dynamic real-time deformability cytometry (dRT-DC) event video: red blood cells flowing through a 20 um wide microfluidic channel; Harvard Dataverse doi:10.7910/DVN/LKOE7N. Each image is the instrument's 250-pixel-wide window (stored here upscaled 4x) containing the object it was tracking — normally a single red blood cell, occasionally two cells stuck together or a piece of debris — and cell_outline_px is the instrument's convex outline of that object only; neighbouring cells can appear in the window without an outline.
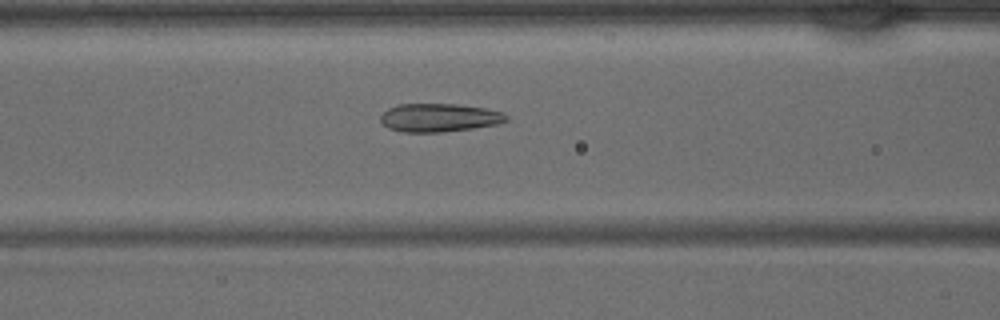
{"species": "common noctule bat (a hibernating species)", "species_latin": "Nyctalus noctula", "temperature_condition": "warm", "stored_images_in_passage": 42, "camera_frame_rate_fps": 3000, "um_per_image_px": 0.085, "animal": {"sex": "male", "body_mass_g": 15.6}, "frame": {"image": 1, "passage_image": 17, "time_ms": 5.333, "image_size_px": [1000, 320], "cell_outline_px": [[508, 120], [496, 124], [472, 128], [440, 132], [404, 132], [388, 128], [380, 120], [380, 116], [388, 108], [400, 104], [456, 104], [484, 108], [500, 112], [508, 116]], "centroid_in_image_um": [37.3, 10.0], "position_along_channel_um": 129.3, "area_um2": 20.52}}
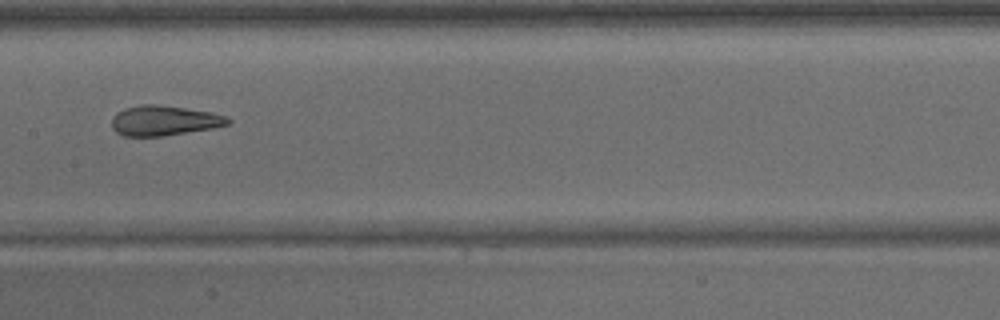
{"frame": {"image": 2, "passage_image": 21, "time_ms": 6.667, "image_size_px": [1000, 320], "cell_outline_px": [[232, 120], [228, 124], [212, 128], [160, 136], [124, 136], [116, 132], [112, 128], [112, 116], [116, 112], [124, 108], [140, 104], [156, 104], [212, 112], [228, 116]], "centroid_in_image_um": [13.92, 10.24], "position_along_channel_um": 193.5, "area_um2": 20.35}}
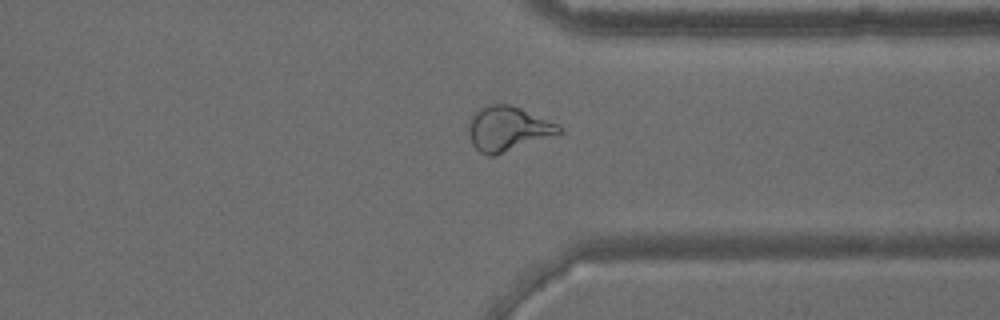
{"frame": {"image": 3, "passage_image": 32, "time_ms": 10.333, "image_size_px": [1000, 320], "cell_outline_px": [[560, 132], [492, 156], [488, 156], [480, 152], [472, 144], [468, 132], [468, 124], [472, 112], [488, 104], [508, 104], [520, 108], [556, 124], [560, 128]], "centroid_in_image_um": [43.04, 10.92], "position_along_channel_um": 368.4, "area_um2": 22.77}}